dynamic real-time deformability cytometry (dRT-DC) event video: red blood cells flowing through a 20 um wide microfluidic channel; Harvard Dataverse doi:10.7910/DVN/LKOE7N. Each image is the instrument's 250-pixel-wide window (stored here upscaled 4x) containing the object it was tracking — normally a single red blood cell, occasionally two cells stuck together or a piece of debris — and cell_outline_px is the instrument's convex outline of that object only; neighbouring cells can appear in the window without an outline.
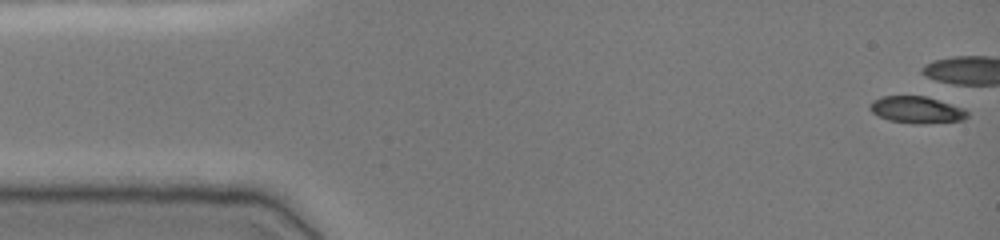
{"species": "common noctule bat (a hibernating species)", "species_latin": "Nyctalus noctula", "temperature_condition": "cold", "stored_images_in_passage": 6, "camera_frame_rate_fps": 3000, "um_per_image_px": 0.085, "animal": {"sex": "female", "body_mass_g": 19.0, "forearm_length_mm": 51.5}, "frame": {"image": 1, "passage_image": 1, "time_ms": 0.0, "image_size_px": [1000, 240], "cell_outline_px": [[968, 116], [964, 120], [888, 120], [872, 112], [868, 108], [872, 100], [884, 96], [924, 96], [964, 108], [968, 112]], "centroid_in_image_um": [77.86, 9.26], "position_along_channel_um": 7.1, "area_um2": 13.99}}